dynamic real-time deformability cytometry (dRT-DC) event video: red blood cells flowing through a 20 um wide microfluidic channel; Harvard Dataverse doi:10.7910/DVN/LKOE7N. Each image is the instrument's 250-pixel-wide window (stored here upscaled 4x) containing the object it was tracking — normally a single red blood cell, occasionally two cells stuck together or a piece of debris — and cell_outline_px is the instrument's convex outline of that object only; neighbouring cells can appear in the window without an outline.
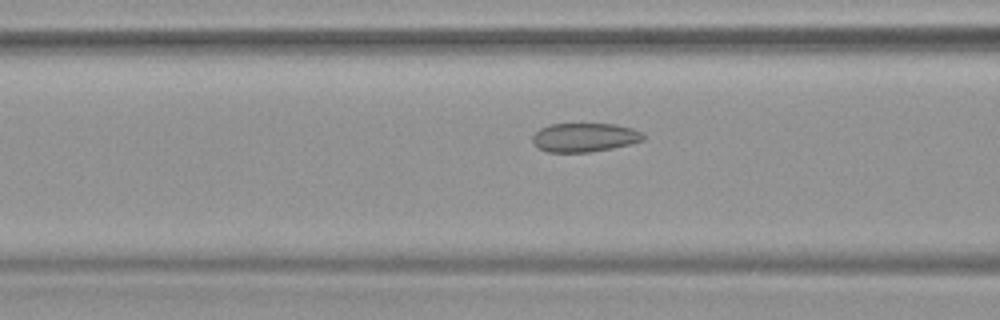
{"species": "common noctule bat (a hibernating species)", "species_latin": "Nyctalus noctula", "temperature_condition": "warm", "stored_images_in_passage": 54, "camera_frame_rate_fps": 3000, "um_per_image_px": 0.085, "animal": {"sex": "female", "body_mass_g": 19.9}, "frame": {"image": 1, "passage_image": 22, "time_ms": 7.0, "image_size_px": [1000, 320], "cell_outline_px": [[644, 140], [632, 144], [612, 148], [588, 152], [548, 152], [536, 148], [532, 140], [532, 136], [540, 128], [552, 124], [616, 124], [632, 128], [644, 132]], "centroid_in_image_um": [49.7, 11.68], "position_along_channel_um": 116.9, "area_um2": 18.79}}
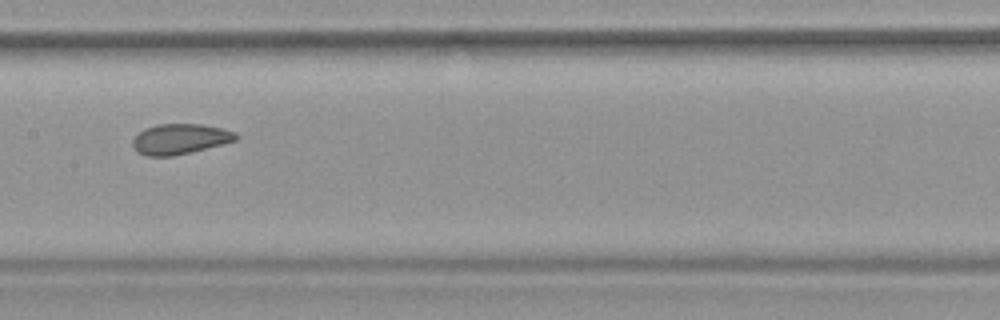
{"frame": {"image": 2, "passage_image": 28, "time_ms": 9.0, "image_size_px": [1000, 320], "cell_outline_px": [[240, 136], [236, 140], [172, 156], [144, 156], [136, 152], [132, 144], [132, 140], [144, 128], [156, 124], [200, 124], [220, 128], [236, 132]], "centroid_in_image_um": [15.25, 11.81], "position_along_channel_um": 192.1, "area_um2": 18.09}}
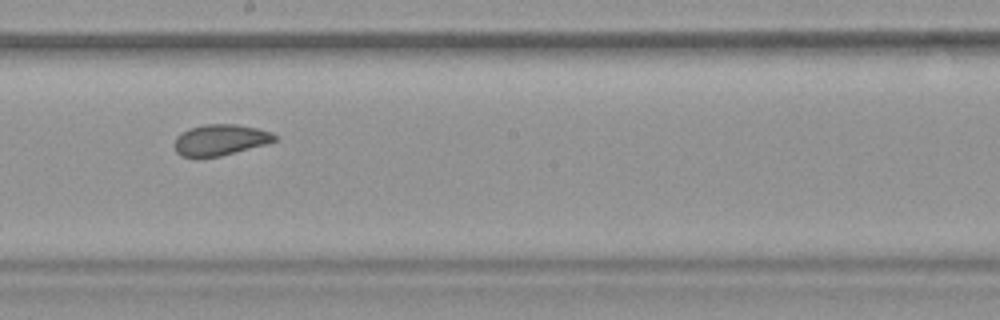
{"frame": {"image": 3, "passage_image": 31, "time_ms": 10.0, "image_size_px": [1000, 320], "cell_outline_px": [[276, 140], [264, 144], [220, 156], [180, 156], [176, 152], [176, 136], [180, 132], [204, 124], [236, 124], [256, 128], [272, 132], [276, 136]], "centroid_in_image_um": [18.72, 11.87], "position_along_channel_um": 229.5, "area_um2": 17.69}, "authors_computed_cell_mechanics": {"area_um2": 20.808, "velocity_mm_per_s": 3.7652, "shape_relaxation_time_tau1_ms": null, "shape_relaxation_time_tau2_ms": 1.2053, "deformation_change_tau1": null, "deformation_change_tau2": 0.0634}}